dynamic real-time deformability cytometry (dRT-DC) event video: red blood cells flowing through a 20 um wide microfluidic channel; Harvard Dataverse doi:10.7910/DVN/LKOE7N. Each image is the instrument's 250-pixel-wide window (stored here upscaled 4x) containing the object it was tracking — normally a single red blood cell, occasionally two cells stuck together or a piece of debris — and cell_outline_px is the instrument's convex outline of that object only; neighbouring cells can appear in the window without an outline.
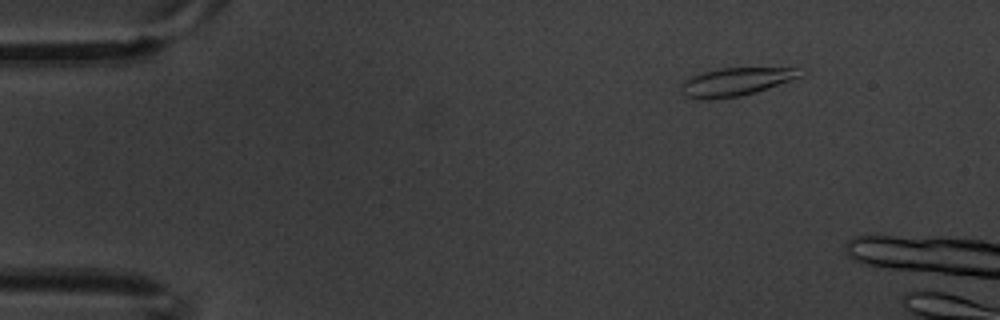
{"species": "common noctule bat (a hibernating species)", "species_latin": "Nyctalus noctula", "temperature_condition": "warm", "stored_images_in_passage": 3, "camera_frame_rate_fps": 3000, "um_per_image_px": 0.085, "animal": {"sex": "male", "body_mass_g": 20.1, "forearm_length_mm": 53.5}, "frame": {"image": 1, "passage_image": 1, "time_ms": 0.0, "image_size_px": [1000, 320], "cell_outline_px": [[800, 76], [756, 92], [740, 96], [708, 100], [688, 96], [680, 92], [684, 80], [692, 76], [704, 72], [720, 68], [796, 68]], "centroid_in_image_um": [62.46, 6.96], "position_along_channel_um": 22.5, "area_um2": 18.9}}